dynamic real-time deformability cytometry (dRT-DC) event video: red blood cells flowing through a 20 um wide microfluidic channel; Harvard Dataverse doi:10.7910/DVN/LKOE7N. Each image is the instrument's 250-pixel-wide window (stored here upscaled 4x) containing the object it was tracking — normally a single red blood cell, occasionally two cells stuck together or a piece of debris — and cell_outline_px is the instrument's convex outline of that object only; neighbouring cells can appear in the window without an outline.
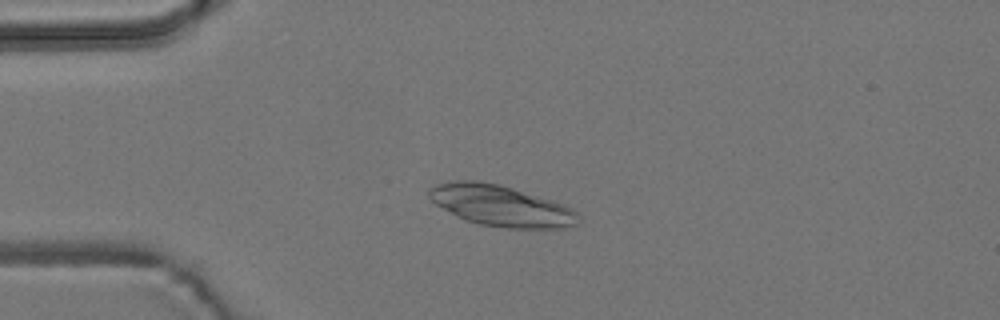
{"species": "common noctule bat (a hibernating species)", "species_latin": "Nyctalus noctula", "temperature_condition": "room temperature", "stored_images_in_passage": 3, "camera_frame_rate_fps": 3000, "um_per_image_px": 0.085, "animal": {"sex": "male", "body_mass_g": 19.2, "forearm_length_mm": 51.8}, "frame": {"image": 1, "passage_image": 3, "time_ms": 2.333, "image_size_px": [1000, 320], "cell_outline_px": [[580, 216], [576, 224], [564, 228], [508, 228], [480, 224], [464, 220], [436, 204], [428, 196], [428, 188], [436, 184], [452, 180], [476, 180], [500, 184], [552, 200], [564, 204], [572, 208]], "centroid_in_image_um": [42.56, 17.47], "position_along_channel_um": 42.4, "area_um2": 35.66}}